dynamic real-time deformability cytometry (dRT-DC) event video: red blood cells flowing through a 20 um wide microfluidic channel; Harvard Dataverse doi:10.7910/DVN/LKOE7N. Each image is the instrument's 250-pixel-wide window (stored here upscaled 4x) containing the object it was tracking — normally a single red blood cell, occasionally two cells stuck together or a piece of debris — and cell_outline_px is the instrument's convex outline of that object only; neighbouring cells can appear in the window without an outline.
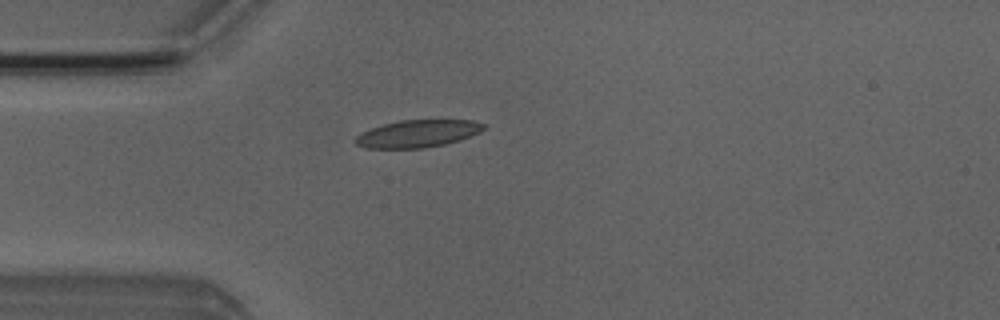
{"species": "Egyptian fruit bat (a non-hibernating species)", "species_latin": "Rousettus aegyptiacus", "temperature_condition": "room temperature", "stored_images_in_passage": 4, "camera_frame_rate_fps": 3000, "um_per_image_px": 0.085, "animal": {"sex": "male"}, "frame": {"image": 1, "passage_image": 4, "time_ms": 3.333, "image_size_px": [1000, 320], "cell_outline_px": [[488, 128], [480, 132], [460, 140], [444, 144], [424, 148], [364, 148], [356, 144], [352, 140], [360, 132], [384, 124], [400, 120], [472, 120], [488, 124]], "centroid_in_image_um": [35.52, 11.35], "position_along_channel_um": 49.5, "area_um2": 20.69}}